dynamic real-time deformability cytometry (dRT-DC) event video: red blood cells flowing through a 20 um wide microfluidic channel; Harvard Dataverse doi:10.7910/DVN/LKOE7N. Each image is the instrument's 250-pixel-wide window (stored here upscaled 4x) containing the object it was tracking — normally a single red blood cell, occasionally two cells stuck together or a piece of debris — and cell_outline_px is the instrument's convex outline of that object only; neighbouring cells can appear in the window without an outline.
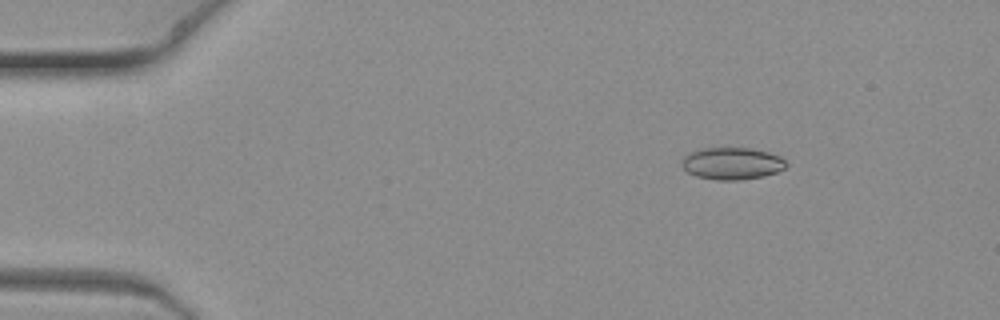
{"species": "common noctule bat (a hibernating species)", "species_latin": "Nyctalus noctula", "temperature_condition": "warm", "stored_images_in_passage": 8, "camera_frame_rate_fps": 3000, "um_per_image_px": 0.085, "animal": {"sex": "female", "body_mass_g": 19.3, "forearm_length_mm": 54.1}, "frame": {"image": 1, "passage_image": 3, "time_ms": 0.667, "image_size_px": [1000, 320], "cell_outline_px": [[788, 164], [784, 168], [776, 172], [764, 176], [740, 180], [716, 180], [696, 176], [688, 172], [680, 164], [684, 156], [688, 152], [704, 148], [748, 148], [768, 152], [780, 156]], "centroid_in_image_um": [62.2, 13.89], "position_along_channel_um": 22.8, "area_um2": 19.54}}
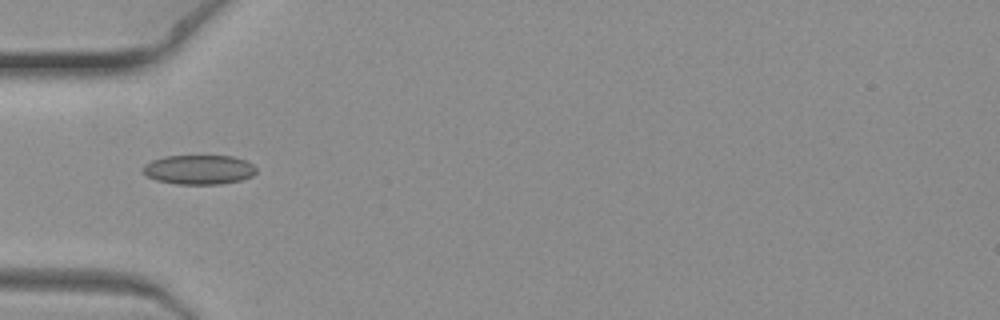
{"frame": {"image": 2, "passage_image": 7, "time_ms": 2.0, "image_size_px": [1000, 320], "cell_outline_px": [[256, 172], [252, 176], [240, 180], [220, 184], [176, 184], [156, 180], [148, 176], [144, 172], [144, 164], [152, 160], [164, 156], [232, 156], [248, 160], [256, 168]], "centroid_in_image_um": [16.94, 14.41], "position_along_channel_um": 68.1, "area_um2": 19.42}}